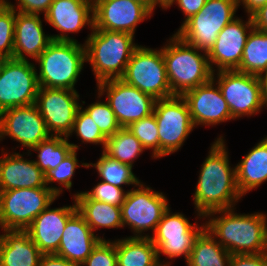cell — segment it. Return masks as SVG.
<instances>
[{
  "mask_svg": "<svg viewBox=\"0 0 267 266\" xmlns=\"http://www.w3.org/2000/svg\"><path fill=\"white\" fill-rule=\"evenodd\" d=\"M226 148L223 136L215 139L201 165L193 195L198 219L213 211L232 209L243 197L237 187L236 167L231 168Z\"/></svg>",
  "mask_w": 267,
  "mask_h": 266,
  "instance_id": "6da1fadb",
  "label": "cell"
},
{
  "mask_svg": "<svg viewBox=\"0 0 267 266\" xmlns=\"http://www.w3.org/2000/svg\"><path fill=\"white\" fill-rule=\"evenodd\" d=\"M234 209L217 210L207 214L205 228L231 255L265 253L267 215L265 213L237 214ZM220 216H215V215ZM215 216V217H214Z\"/></svg>",
  "mask_w": 267,
  "mask_h": 266,
  "instance_id": "7a4b0ae2",
  "label": "cell"
},
{
  "mask_svg": "<svg viewBox=\"0 0 267 266\" xmlns=\"http://www.w3.org/2000/svg\"><path fill=\"white\" fill-rule=\"evenodd\" d=\"M162 56L172 95L182 96L212 79L207 52L187 44L177 34L162 47Z\"/></svg>",
  "mask_w": 267,
  "mask_h": 266,
  "instance_id": "3957f363",
  "label": "cell"
},
{
  "mask_svg": "<svg viewBox=\"0 0 267 266\" xmlns=\"http://www.w3.org/2000/svg\"><path fill=\"white\" fill-rule=\"evenodd\" d=\"M84 45L86 62H90L96 83L119 79L123 76L134 50V35L127 32H116L92 29Z\"/></svg>",
  "mask_w": 267,
  "mask_h": 266,
  "instance_id": "277c9868",
  "label": "cell"
},
{
  "mask_svg": "<svg viewBox=\"0 0 267 266\" xmlns=\"http://www.w3.org/2000/svg\"><path fill=\"white\" fill-rule=\"evenodd\" d=\"M36 62L39 87L76 91L74 86L86 62L85 45L78 41H52Z\"/></svg>",
  "mask_w": 267,
  "mask_h": 266,
  "instance_id": "5b68a950",
  "label": "cell"
},
{
  "mask_svg": "<svg viewBox=\"0 0 267 266\" xmlns=\"http://www.w3.org/2000/svg\"><path fill=\"white\" fill-rule=\"evenodd\" d=\"M154 99L173 96L168 82L162 48L138 46L120 78Z\"/></svg>",
  "mask_w": 267,
  "mask_h": 266,
  "instance_id": "8992f818",
  "label": "cell"
},
{
  "mask_svg": "<svg viewBox=\"0 0 267 266\" xmlns=\"http://www.w3.org/2000/svg\"><path fill=\"white\" fill-rule=\"evenodd\" d=\"M166 196L154 191L143 182L135 189L128 190L124 203L121 205L123 228L129 226L133 232L130 237H150L144 232L152 230L154 234L164 212L169 208ZM144 234V235H143Z\"/></svg>",
  "mask_w": 267,
  "mask_h": 266,
  "instance_id": "52a82bcc",
  "label": "cell"
},
{
  "mask_svg": "<svg viewBox=\"0 0 267 266\" xmlns=\"http://www.w3.org/2000/svg\"><path fill=\"white\" fill-rule=\"evenodd\" d=\"M57 198L49 188L0 191V221L3 230H25Z\"/></svg>",
  "mask_w": 267,
  "mask_h": 266,
  "instance_id": "ba28073f",
  "label": "cell"
},
{
  "mask_svg": "<svg viewBox=\"0 0 267 266\" xmlns=\"http://www.w3.org/2000/svg\"><path fill=\"white\" fill-rule=\"evenodd\" d=\"M153 114L158 125L159 158L177 152L195 128L186 101L179 95L158 99Z\"/></svg>",
  "mask_w": 267,
  "mask_h": 266,
  "instance_id": "9c48e42d",
  "label": "cell"
},
{
  "mask_svg": "<svg viewBox=\"0 0 267 266\" xmlns=\"http://www.w3.org/2000/svg\"><path fill=\"white\" fill-rule=\"evenodd\" d=\"M170 211L169 207L164 212L154 234L150 235L157 248L159 262L167 266H170L172 262H161V254L166 255L170 260L184 256L187 261L196 238L205 229V223L198 225L195 222L192 224L184 214Z\"/></svg>",
  "mask_w": 267,
  "mask_h": 266,
  "instance_id": "30bf717a",
  "label": "cell"
},
{
  "mask_svg": "<svg viewBox=\"0 0 267 266\" xmlns=\"http://www.w3.org/2000/svg\"><path fill=\"white\" fill-rule=\"evenodd\" d=\"M212 79L218 84L233 119L250 117L264 108L259 76L225 70L214 72Z\"/></svg>",
  "mask_w": 267,
  "mask_h": 266,
  "instance_id": "8fae6325",
  "label": "cell"
},
{
  "mask_svg": "<svg viewBox=\"0 0 267 266\" xmlns=\"http://www.w3.org/2000/svg\"><path fill=\"white\" fill-rule=\"evenodd\" d=\"M37 69L28 60L7 58L0 68V112L36 103Z\"/></svg>",
  "mask_w": 267,
  "mask_h": 266,
  "instance_id": "7c38bea8",
  "label": "cell"
},
{
  "mask_svg": "<svg viewBox=\"0 0 267 266\" xmlns=\"http://www.w3.org/2000/svg\"><path fill=\"white\" fill-rule=\"evenodd\" d=\"M96 86L98 97L106 95V101L121 127L127 128L132 122L153 113L156 99L120 78L105 80L97 83Z\"/></svg>",
  "mask_w": 267,
  "mask_h": 266,
  "instance_id": "4fadbf2b",
  "label": "cell"
},
{
  "mask_svg": "<svg viewBox=\"0 0 267 266\" xmlns=\"http://www.w3.org/2000/svg\"><path fill=\"white\" fill-rule=\"evenodd\" d=\"M79 96L74 90L39 87L35 104L51 135L67 138L71 134L81 107Z\"/></svg>",
  "mask_w": 267,
  "mask_h": 266,
  "instance_id": "5bb4252c",
  "label": "cell"
},
{
  "mask_svg": "<svg viewBox=\"0 0 267 266\" xmlns=\"http://www.w3.org/2000/svg\"><path fill=\"white\" fill-rule=\"evenodd\" d=\"M9 136L31 149L51 136L36 104L8 108L0 112V141Z\"/></svg>",
  "mask_w": 267,
  "mask_h": 266,
  "instance_id": "9a60e30c",
  "label": "cell"
},
{
  "mask_svg": "<svg viewBox=\"0 0 267 266\" xmlns=\"http://www.w3.org/2000/svg\"><path fill=\"white\" fill-rule=\"evenodd\" d=\"M93 14V29L135 35L137 25L153 12L144 3L133 0H93Z\"/></svg>",
  "mask_w": 267,
  "mask_h": 266,
  "instance_id": "2e32d148",
  "label": "cell"
},
{
  "mask_svg": "<svg viewBox=\"0 0 267 266\" xmlns=\"http://www.w3.org/2000/svg\"><path fill=\"white\" fill-rule=\"evenodd\" d=\"M236 18L218 34L213 47L207 53L210 67L214 72L237 70L250 32L254 29L252 16L248 21ZM217 68L216 71L214 66Z\"/></svg>",
  "mask_w": 267,
  "mask_h": 266,
  "instance_id": "e0dca14e",
  "label": "cell"
},
{
  "mask_svg": "<svg viewBox=\"0 0 267 266\" xmlns=\"http://www.w3.org/2000/svg\"><path fill=\"white\" fill-rule=\"evenodd\" d=\"M182 97L188 105L194 127L214 126L234 120L218 84L213 79L185 92Z\"/></svg>",
  "mask_w": 267,
  "mask_h": 266,
  "instance_id": "ac0fdd59",
  "label": "cell"
},
{
  "mask_svg": "<svg viewBox=\"0 0 267 266\" xmlns=\"http://www.w3.org/2000/svg\"><path fill=\"white\" fill-rule=\"evenodd\" d=\"M44 19L62 33L51 35L53 41L77 42L67 33H78L86 25L93 29V0H54Z\"/></svg>",
  "mask_w": 267,
  "mask_h": 266,
  "instance_id": "d6986e66",
  "label": "cell"
},
{
  "mask_svg": "<svg viewBox=\"0 0 267 266\" xmlns=\"http://www.w3.org/2000/svg\"><path fill=\"white\" fill-rule=\"evenodd\" d=\"M77 211L76 203L43 210L25 229L30 239L43 254H55L64 232L67 220Z\"/></svg>",
  "mask_w": 267,
  "mask_h": 266,
  "instance_id": "ffe728a7",
  "label": "cell"
},
{
  "mask_svg": "<svg viewBox=\"0 0 267 266\" xmlns=\"http://www.w3.org/2000/svg\"><path fill=\"white\" fill-rule=\"evenodd\" d=\"M88 224L83 216L76 211L68 220L62 234L56 255L70 262L81 265L92 253L101 240Z\"/></svg>",
  "mask_w": 267,
  "mask_h": 266,
  "instance_id": "44dd1931",
  "label": "cell"
},
{
  "mask_svg": "<svg viewBox=\"0 0 267 266\" xmlns=\"http://www.w3.org/2000/svg\"><path fill=\"white\" fill-rule=\"evenodd\" d=\"M0 158V191L24 188H47L46 175L34 159L23 158L24 154H8L2 149Z\"/></svg>",
  "mask_w": 267,
  "mask_h": 266,
  "instance_id": "7402d4cb",
  "label": "cell"
},
{
  "mask_svg": "<svg viewBox=\"0 0 267 266\" xmlns=\"http://www.w3.org/2000/svg\"><path fill=\"white\" fill-rule=\"evenodd\" d=\"M52 41L51 35L43 31L40 15L16 11L14 59L26 61L31 57L36 61Z\"/></svg>",
  "mask_w": 267,
  "mask_h": 266,
  "instance_id": "603a6c76",
  "label": "cell"
},
{
  "mask_svg": "<svg viewBox=\"0 0 267 266\" xmlns=\"http://www.w3.org/2000/svg\"><path fill=\"white\" fill-rule=\"evenodd\" d=\"M0 266H38L43 253L25 230H3Z\"/></svg>",
  "mask_w": 267,
  "mask_h": 266,
  "instance_id": "cb8c5ba5",
  "label": "cell"
},
{
  "mask_svg": "<svg viewBox=\"0 0 267 266\" xmlns=\"http://www.w3.org/2000/svg\"><path fill=\"white\" fill-rule=\"evenodd\" d=\"M236 167V182L242 196L267 181V136L246 154Z\"/></svg>",
  "mask_w": 267,
  "mask_h": 266,
  "instance_id": "d4e9b609",
  "label": "cell"
},
{
  "mask_svg": "<svg viewBox=\"0 0 267 266\" xmlns=\"http://www.w3.org/2000/svg\"><path fill=\"white\" fill-rule=\"evenodd\" d=\"M234 19L190 18L175 34L187 44L209 52L220 31Z\"/></svg>",
  "mask_w": 267,
  "mask_h": 266,
  "instance_id": "484cf974",
  "label": "cell"
},
{
  "mask_svg": "<svg viewBox=\"0 0 267 266\" xmlns=\"http://www.w3.org/2000/svg\"><path fill=\"white\" fill-rule=\"evenodd\" d=\"M117 266H160L157 248L150 237L115 240Z\"/></svg>",
  "mask_w": 267,
  "mask_h": 266,
  "instance_id": "4316f807",
  "label": "cell"
},
{
  "mask_svg": "<svg viewBox=\"0 0 267 266\" xmlns=\"http://www.w3.org/2000/svg\"><path fill=\"white\" fill-rule=\"evenodd\" d=\"M77 211L85 222L96 232L100 228H122L121 207L92 200L91 198H74Z\"/></svg>",
  "mask_w": 267,
  "mask_h": 266,
  "instance_id": "83f0119b",
  "label": "cell"
},
{
  "mask_svg": "<svg viewBox=\"0 0 267 266\" xmlns=\"http://www.w3.org/2000/svg\"><path fill=\"white\" fill-rule=\"evenodd\" d=\"M231 254L205 228L194 242L187 266H229Z\"/></svg>",
  "mask_w": 267,
  "mask_h": 266,
  "instance_id": "f1b7e54d",
  "label": "cell"
},
{
  "mask_svg": "<svg viewBox=\"0 0 267 266\" xmlns=\"http://www.w3.org/2000/svg\"><path fill=\"white\" fill-rule=\"evenodd\" d=\"M237 71L255 76L267 72V32L255 28L250 32Z\"/></svg>",
  "mask_w": 267,
  "mask_h": 266,
  "instance_id": "f546056e",
  "label": "cell"
},
{
  "mask_svg": "<svg viewBox=\"0 0 267 266\" xmlns=\"http://www.w3.org/2000/svg\"><path fill=\"white\" fill-rule=\"evenodd\" d=\"M79 147L69 142L66 137L51 135L33 147L31 151L38 153L37 160L34 162L46 175L50 170L55 169L72 150H78Z\"/></svg>",
  "mask_w": 267,
  "mask_h": 266,
  "instance_id": "4dcf8cb0",
  "label": "cell"
},
{
  "mask_svg": "<svg viewBox=\"0 0 267 266\" xmlns=\"http://www.w3.org/2000/svg\"><path fill=\"white\" fill-rule=\"evenodd\" d=\"M146 150L141 142L126 128L121 127L108 137L104 153L121 163L134 166V161Z\"/></svg>",
  "mask_w": 267,
  "mask_h": 266,
  "instance_id": "1f68e13d",
  "label": "cell"
},
{
  "mask_svg": "<svg viewBox=\"0 0 267 266\" xmlns=\"http://www.w3.org/2000/svg\"><path fill=\"white\" fill-rule=\"evenodd\" d=\"M94 167L103 182L123 188L122 185H134L141 182L132 171V166L110 158L103 151L96 163H88V168Z\"/></svg>",
  "mask_w": 267,
  "mask_h": 266,
  "instance_id": "d6a6232c",
  "label": "cell"
},
{
  "mask_svg": "<svg viewBox=\"0 0 267 266\" xmlns=\"http://www.w3.org/2000/svg\"><path fill=\"white\" fill-rule=\"evenodd\" d=\"M77 150H72L68 156L55 168L46 174V186L51 189L58 197L62 194L63 187L70 190L72 187V177L75 174L76 168H88V163L78 164ZM58 183L59 187L48 186L52 183Z\"/></svg>",
  "mask_w": 267,
  "mask_h": 266,
  "instance_id": "836d02e7",
  "label": "cell"
},
{
  "mask_svg": "<svg viewBox=\"0 0 267 266\" xmlns=\"http://www.w3.org/2000/svg\"><path fill=\"white\" fill-rule=\"evenodd\" d=\"M127 129L141 142L143 147L152 150V158H159V134L155 115L132 122Z\"/></svg>",
  "mask_w": 267,
  "mask_h": 266,
  "instance_id": "e575fe53",
  "label": "cell"
},
{
  "mask_svg": "<svg viewBox=\"0 0 267 266\" xmlns=\"http://www.w3.org/2000/svg\"><path fill=\"white\" fill-rule=\"evenodd\" d=\"M83 108L81 105L78 109L71 134L67 138L69 139L74 132L77 138H81V142L102 145L104 151L107 137Z\"/></svg>",
  "mask_w": 267,
  "mask_h": 266,
  "instance_id": "d590c367",
  "label": "cell"
},
{
  "mask_svg": "<svg viewBox=\"0 0 267 266\" xmlns=\"http://www.w3.org/2000/svg\"><path fill=\"white\" fill-rule=\"evenodd\" d=\"M84 110L107 138L121 128L107 101L96 100V102L86 106Z\"/></svg>",
  "mask_w": 267,
  "mask_h": 266,
  "instance_id": "8d00e7d4",
  "label": "cell"
},
{
  "mask_svg": "<svg viewBox=\"0 0 267 266\" xmlns=\"http://www.w3.org/2000/svg\"><path fill=\"white\" fill-rule=\"evenodd\" d=\"M16 11L0 1V53L13 58Z\"/></svg>",
  "mask_w": 267,
  "mask_h": 266,
  "instance_id": "74e56055",
  "label": "cell"
},
{
  "mask_svg": "<svg viewBox=\"0 0 267 266\" xmlns=\"http://www.w3.org/2000/svg\"><path fill=\"white\" fill-rule=\"evenodd\" d=\"M128 191L112 184L100 181L90 191H81L73 195L74 198H91L99 202L121 207Z\"/></svg>",
  "mask_w": 267,
  "mask_h": 266,
  "instance_id": "f35d334b",
  "label": "cell"
},
{
  "mask_svg": "<svg viewBox=\"0 0 267 266\" xmlns=\"http://www.w3.org/2000/svg\"><path fill=\"white\" fill-rule=\"evenodd\" d=\"M237 0H206L202 9L191 18L235 19Z\"/></svg>",
  "mask_w": 267,
  "mask_h": 266,
  "instance_id": "ab89813d",
  "label": "cell"
},
{
  "mask_svg": "<svg viewBox=\"0 0 267 266\" xmlns=\"http://www.w3.org/2000/svg\"><path fill=\"white\" fill-rule=\"evenodd\" d=\"M80 266H117L115 241L101 240Z\"/></svg>",
  "mask_w": 267,
  "mask_h": 266,
  "instance_id": "60d3db41",
  "label": "cell"
},
{
  "mask_svg": "<svg viewBox=\"0 0 267 266\" xmlns=\"http://www.w3.org/2000/svg\"><path fill=\"white\" fill-rule=\"evenodd\" d=\"M3 1L15 11L38 15H40V13H44L43 15H45L54 0H16V6L8 0Z\"/></svg>",
  "mask_w": 267,
  "mask_h": 266,
  "instance_id": "b9f144b4",
  "label": "cell"
},
{
  "mask_svg": "<svg viewBox=\"0 0 267 266\" xmlns=\"http://www.w3.org/2000/svg\"><path fill=\"white\" fill-rule=\"evenodd\" d=\"M205 2L206 0H164L161 8H163V10H167L173 4H177L185 16V20L181 24L182 26L188 19L202 9V7L205 5Z\"/></svg>",
  "mask_w": 267,
  "mask_h": 266,
  "instance_id": "7bdbcfd3",
  "label": "cell"
},
{
  "mask_svg": "<svg viewBox=\"0 0 267 266\" xmlns=\"http://www.w3.org/2000/svg\"><path fill=\"white\" fill-rule=\"evenodd\" d=\"M229 266H267L265 253L231 255Z\"/></svg>",
  "mask_w": 267,
  "mask_h": 266,
  "instance_id": "ee69618b",
  "label": "cell"
},
{
  "mask_svg": "<svg viewBox=\"0 0 267 266\" xmlns=\"http://www.w3.org/2000/svg\"><path fill=\"white\" fill-rule=\"evenodd\" d=\"M38 266H80L56 254H43Z\"/></svg>",
  "mask_w": 267,
  "mask_h": 266,
  "instance_id": "f6af8a7d",
  "label": "cell"
},
{
  "mask_svg": "<svg viewBox=\"0 0 267 266\" xmlns=\"http://www.w3.org/2000/svg\"><path fill=\"white\" fill-rule=\"evenodd\" d=\"M254 28L267 32V3L252 15Z\"/></svg>",
  "mask_w": 267,
  "mask_h": 266,
  "instance_id": "bcb514c9",
  "label": "cell"
},
{
  "mask_svg": "<svg viewBox=\"0 0 267 266\" xmlns=\"http://www.w3.org/2000/svg\"><path fill=\"white\" fill-rule=\"evenodd\" d=\"M238 6L243 4L244 10L247 16H252L256 11H258L263 5L267 3V0H237Z\"/></svg>",
  "mask_w": 267,
  "mask_h": 266,
  "instance_id": "7dc6e473",
  "label": "cell"
},
{
  "mask_svg": "<svg viewBox=\"0 0 267 266\" xmlns=\"http://www.w3.org/2000/svg\"><path fill=\"white\" fill-rule=\"evenodd\" d=\"M261 82L262 104L267 107V72L259 76Z\"/></svg>",
  "mask_w": 267,
  "mask_h": 266,
  "instance_id": "c3c4849f",
  "label": "cell"
},
{
  "mask_svg": "<svg viewBox=\"0 0 267 266\" xmlns=\"http://www.w3.org/2000/svg\"><path fill=\"white\" fill-rule=\"evenodd\" d=\"M133 1L144 3L152 12L155 10L156 5L162 7V3L159 0H133Z\"/></svg>",
  "mask_w": 267,
  "mask_h": 266,
  "instance_id": "681fc988",
  "label": "cell"
},
{
  "mask_svg": "<svg viewBox=\"0 0 267 266\" xmlns=\"http://www.w3.org/2000/svg\"><path fill=\"white\" fill-rule=\"evenodd\" d=\"M7 58L2 54L0 53V68L2 67L4 61L6 60Z\"/></svg>",
  "mask_w": 267,
  "mask_h": 266,
  "instance_id": "f907efd6",
  "label": "cell"
},
{
  "mask_svg": "<svg viewBox=\"0 0 267 266\" xmlns=\"http://www.w3.org/2000/svg\"><path fill=\"white\" fill-rule=\"evenodd\" d=\"M0 228H2L1 230L3 231V226L1 224V221H0ZM2 237V234H0V238Z\"/></svg>",
  "mask_w": 267,
  "mask_h": 266,
  "instance_id": "816d5d0a",
  "label": "cell"
},
{
  "mask_svg": "<svg viewBox=\"0 0 267 266\" xmlns=\"http://www.w3.org/2000/svg\"><path fill=\"white\" fill-rule=\"evenodd\" d=\"M265 254H266V257H267V240H266V250H265Z\"/></svg>",
  "mask_w": 267,
  "mask_h": 266,
  "instance_id": "f5cc1de1",
  "label": "cell"
}]
</instances>
